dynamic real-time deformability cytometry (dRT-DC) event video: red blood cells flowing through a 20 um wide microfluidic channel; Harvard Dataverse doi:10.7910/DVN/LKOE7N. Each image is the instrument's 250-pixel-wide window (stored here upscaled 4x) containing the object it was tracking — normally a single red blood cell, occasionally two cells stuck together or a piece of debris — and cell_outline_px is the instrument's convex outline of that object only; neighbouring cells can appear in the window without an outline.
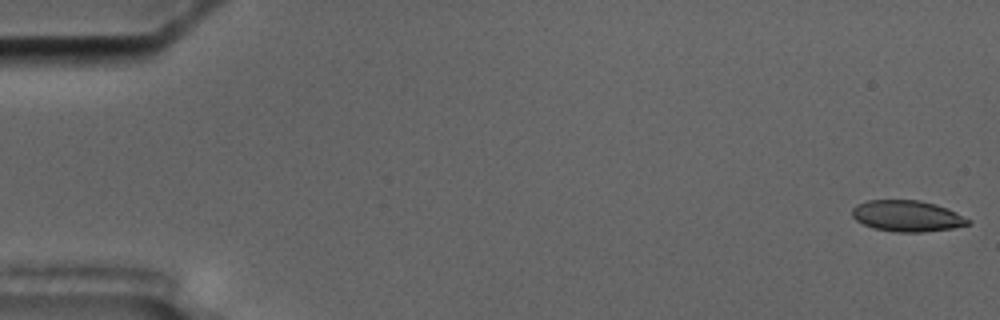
{"species": "common noctule bat (a hibernating species)", "species_latin": "Nyctalus noctula", "temperature_condition": "cold", "stored_images_in_passage": 4, "segment_of_instrument_passage": [2, 2], "camera_frame_rate_fps": 3000, "um_per_image_px": 0.085, "animal": {"sex": "male", "body_mass_g": 17.5, "forearm_length_mm": 52.3}, "frame": {"image": 1, "passage_image": 4, "time_ms": 6.667, "image_size_px": [1000, 320], "cell_outline_px": [[972, 224], [952, 228], [924, 232], [896, 232], [872, 228], [856, 220], [852, 216], [852, 208], [856, 204], [868, 200], [920, 200], [936, 204], [948, 208], [972, 220]], "centroid_in_image_um": [77.13, 18.36], "position_along_channel_um": 7.9, "area_um2": 21.27}}